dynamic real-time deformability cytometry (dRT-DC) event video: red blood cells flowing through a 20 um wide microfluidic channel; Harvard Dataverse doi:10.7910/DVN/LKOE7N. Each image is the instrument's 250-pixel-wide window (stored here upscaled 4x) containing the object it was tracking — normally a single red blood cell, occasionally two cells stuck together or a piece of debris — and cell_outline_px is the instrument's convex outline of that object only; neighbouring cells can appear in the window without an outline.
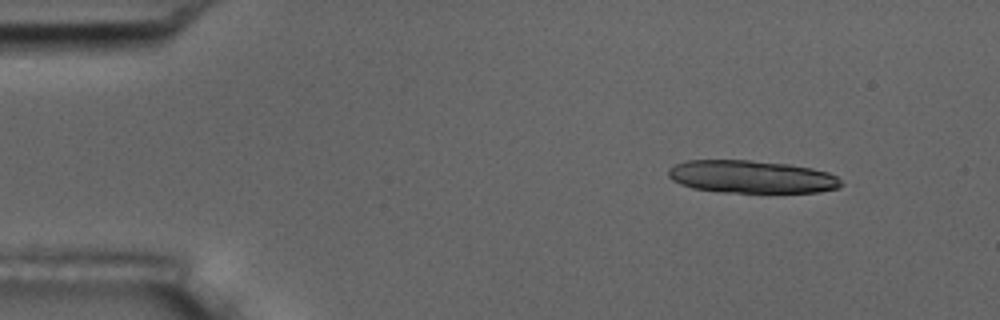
{"species": "common noctule bat (a hibernating species)", "species_latin": "Nyctalus noctula", "temperature_condition": "room temperature", "stored_images_in_passage": 10, "camera_frame_rate_fps": 3000, "um_per_image_px": 0.085, "animal": {"sex": "male", "body_mass_g": 17.5, "forearm_length_mm": 52.3}, "frame": {"image": 1, "passage_image": 1, "time_ms": 0.0, "image_size_px": [1000, 320], "cell_outline_px": [[844, 184], [840, 188], [820, 192], [720, 192], [692, 188], [680, 184], [672, 180], [668, 176], [668, 168], [676, 164], [688, 160], [748, 160], [788, 164], [812, 168], [828, 172], [836, 176]], "centroid_in_image_um": [63.88, 15.03], "position_along_channel_um": 21.1, "area_um2": 33.06}}
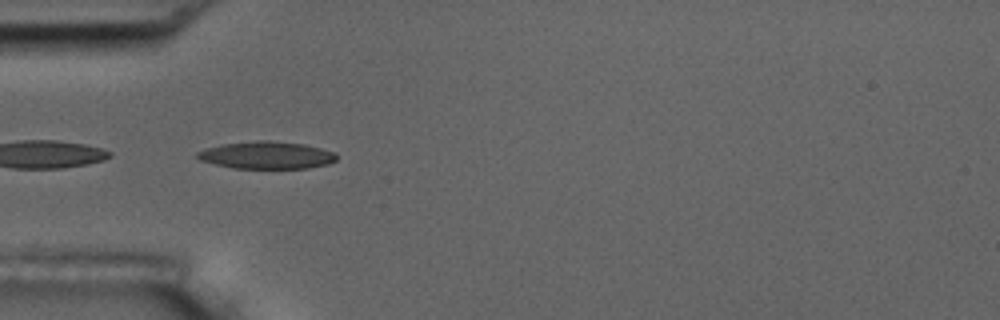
{"frame": {"image": 2, "passage_image": 4, "time_ms": 3.667, "image_size_px": [1000, 320], "cell_outline_px": [[336, 160], [328, 164], [308, 168], [232, 168], [200, 160], [196, 156], [196, 152], [204, 148], [220, 144], [256, 140], [268, 140], [304, 144], [320, 148], [332, 152], [336, 156]], "centroid_in_image_um": [22.61, 13.18], "position_along_channel_um": 62.4, "area_um2": 22.2}}
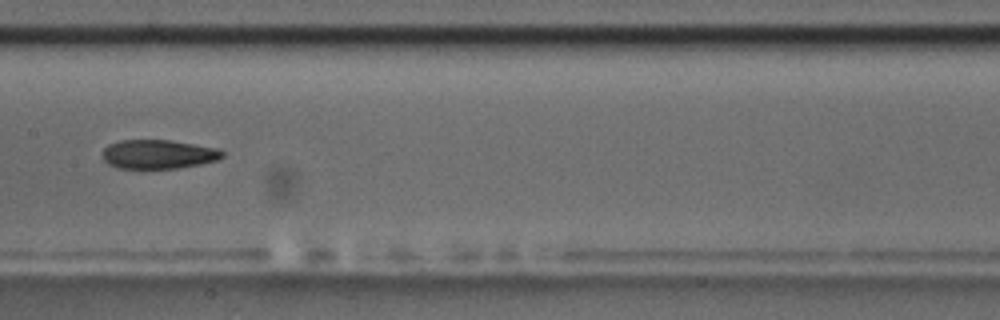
{"frame": {"image": 3, "passage_image": 7, "time_ms": 7.333, "image_size_px": [1000, 320], "cell_outline_px": [[224, 156], [220, 160], [180, 168], [116, 168], [108, 164], [104, 160], [104, 148], [108, 144], [120, 140], [168, 140], [220, 148], [224, 152]], "centroid_in_image_um": [13.5, 13.11], "position_along_channel_um": 193.9, "area_um2": 20.4}}